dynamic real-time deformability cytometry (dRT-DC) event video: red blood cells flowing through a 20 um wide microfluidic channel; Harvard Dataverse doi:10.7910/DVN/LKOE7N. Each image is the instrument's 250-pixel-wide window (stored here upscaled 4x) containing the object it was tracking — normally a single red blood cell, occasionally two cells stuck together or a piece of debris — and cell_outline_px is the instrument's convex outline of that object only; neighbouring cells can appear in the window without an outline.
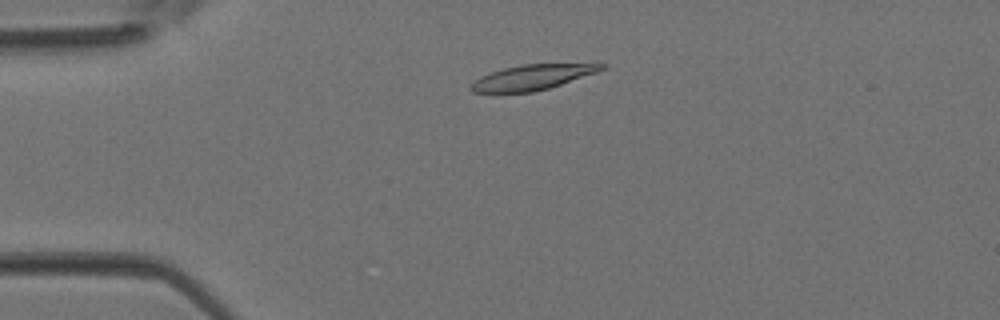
{"species": "Egyptian fruit bat (a non-hibernating species)", "species_latin": "Rousettus aegyptiacus", "temperature_condition": "room temperature", "stored_images_in_passage": 3, "camera_frame_rate_fps": 3000, "um_per_image_px": 0.085, "animal": {"sex": "female"}, "frame": {"image": 1, "passage_image": 2, "time_ms": 0.333, "image_size_px": [1000, 320], "cell_outline_px": [[608, 64], [604, 68], [596, 72], [548, 88], [532, 92], [472, 92], [468, 88], [480, 76], [504, 68], [520, 64]], "centroid_in_image_um": [45.2, 6.57], "position_along_channel_um": 39.8, "area_um2": 18.67}}